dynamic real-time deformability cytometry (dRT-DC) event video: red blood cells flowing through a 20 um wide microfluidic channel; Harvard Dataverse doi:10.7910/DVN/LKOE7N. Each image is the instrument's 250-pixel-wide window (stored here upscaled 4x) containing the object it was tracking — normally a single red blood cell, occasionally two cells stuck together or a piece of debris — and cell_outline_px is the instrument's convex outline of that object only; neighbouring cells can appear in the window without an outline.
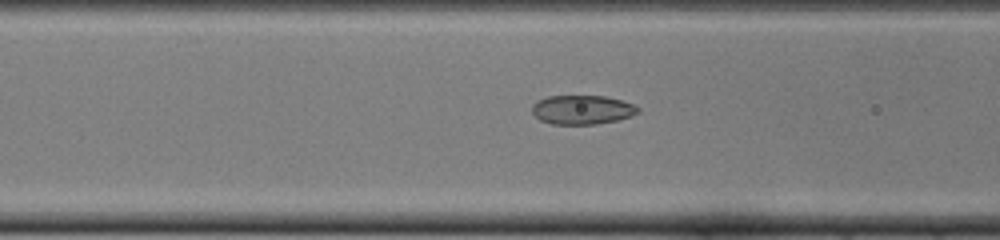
{"species": "common noctule bat (a hibernating species)", "species_latin": "Nyctalus noctula", "temperature_condition": "cold", "stored_images_in_passage": 40, "camera_frame_rate_fps": 3000, "um_per_image_px": 0.085, "animal": {"sex": "female", "body_mass_g": 22.0, "forearm_length_mm": 56.7}, "frame": {"image": 1, "passage_image": 9, "time_ms": 2.667, "image_size_px": [1000, 240], "cell_outline_px": [[640, 112], [632, 116], [616, 120], [596, 124], [552, 124], [540, 120], [532, 112], [532, 104], [536, 100], [548, 96], [604, 96], [620, 100], [632, 104], [640, 108]], "centroid_in_image_um": [49.47, 9.33], "position_along_channel_um": 117.1, "area_um2": 17.98}}
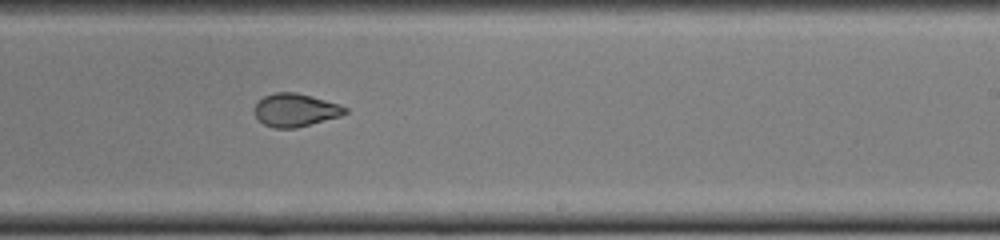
{"frame": {"image": 2, "passage_image": 20, "time_ms": 6.333, "image_size_px": [1000, 240], "cell_outline_px": [[348, 112], [340, 116], [296, 128], [272, 128], [264, 124], [256, 116], [252, 108], [264, 96], [276, 92], [296, 92], [340, 104], [348, 108]], "centroid_in_image_um": [25.1, 9.35], "position_along_channel_um": 263.9, "area_um2": 17.46}}
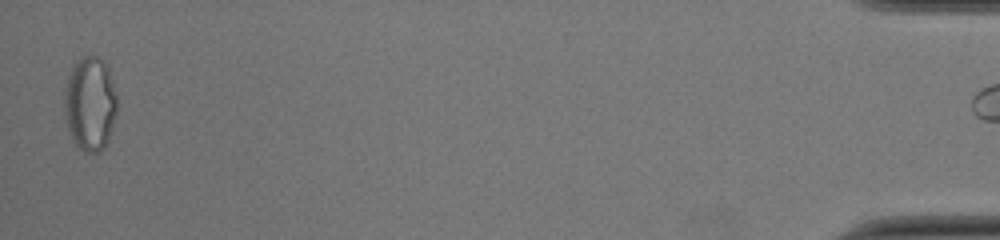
{"frame": {"image": 3, "passage_image": 39, "time_ms": 12.667, "image_size_px": [1000, 240], "cell_outline_px": [[116, 112], [112, 128], [108, 140], [104, 148], [100, 152], [84, 152], [72, 140], [68, 128], [64, 112], [64, 88], [68, 76], [76, 60], [84, 52], [92, 52], [104, 60], [108, 68], [116, 96]], "centroid_in_image_um": [7.64, 8.75], "position_along_channel_um": 427.6, "area_um2": 29.42}, "authors_computed_cell_mechanics": {"area_um2": 18.4093, "velocity_mm_per_s": 4.0142, "shape_relaxation_time_tau1_ms": null, "shape_relaxation_time_tau2_ms": 1.1727, "deformation_change_tau1": null, "deformation_change_tau2": 0.056}}